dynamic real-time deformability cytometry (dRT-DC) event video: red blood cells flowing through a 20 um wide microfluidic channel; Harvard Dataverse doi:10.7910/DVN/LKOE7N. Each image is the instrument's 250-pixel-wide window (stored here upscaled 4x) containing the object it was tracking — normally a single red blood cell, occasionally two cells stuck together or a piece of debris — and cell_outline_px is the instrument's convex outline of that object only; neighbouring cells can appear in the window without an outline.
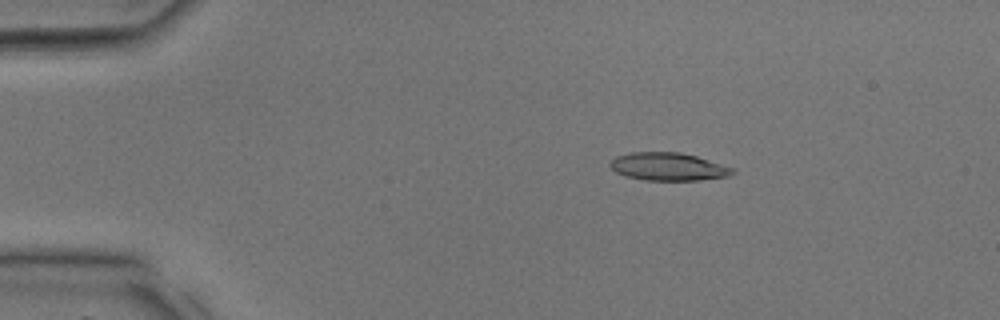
{"species": "common noctule bat (a hibernating species)", "species_latin": "Nyctalus noctula", "temperature_condition": "room temperature", "stored_images_in_passage": 14, "camera_frame_rate_fps": 3000, "um_per_image_px": 0.085, "animal": {"sex": "male", "body_mass_g": 17.9, "forearm_length_mm": 54.2}, "frame": {"image": 1, "passage_image": 7, "time_ms": 2.0, "image_size_px": [1000, 320], "cell_outline_px": [[736, 172], [728, 176], [700, 180], [644, 180], [624, 176], [616, 172], [608, 164], [616, 156], [632, 152], [680, 152], [696, 156], [736, 168]], "centroid_in_image_um": [56.82, 14.16], "position_along_channel_um": 28.2, "area_um2": 20.0}}
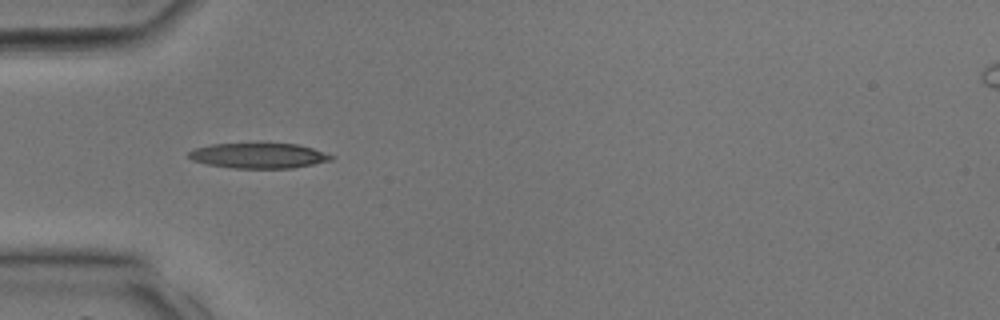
{"frame": {"image": 2, "passage_image": 12, "time_ms": 3.667, "image_size_px": [1000, 320], "cell_outline_px": [[336, 156], [332, 160], [292, 168], [232, 168], [208, 164], [192, 160], [188, 156], [188, 152], [196, 148], [212, 144], [296, 144], [312, 148]], "centroid_in_image_um": [22.0, 13.24], "position_along_channel_um": 63.0, "area_um2": 20.69}}
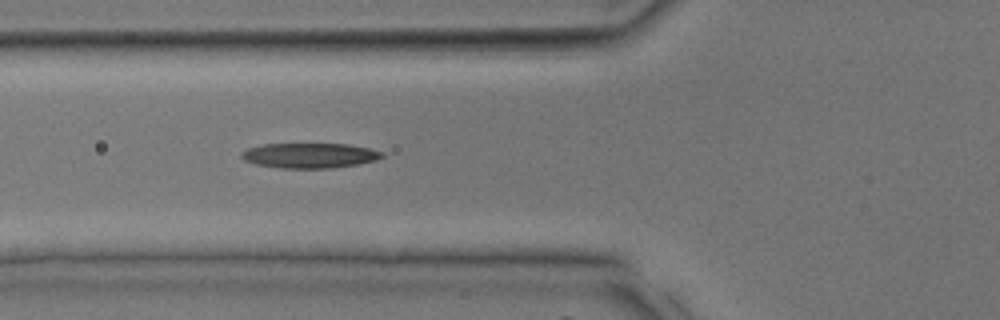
{"frame": {"image": 3, "passage_image": 14, "time_ms": 4.333, "image_size_px": [1000, 320], "cell_outline_px": [[384, 156], [376, 160], [356, 164], [328, 168], [280, 168], [256, 164], [244, 160], [240, 156], [240, 152], [248, 148], [260, 144], [348, 144], [368, 148], [384, 152]], "centroid_in_image_um": [26.28, 13.21], "position_along_channel_um": 99.5, "area_um2": 20.46}}